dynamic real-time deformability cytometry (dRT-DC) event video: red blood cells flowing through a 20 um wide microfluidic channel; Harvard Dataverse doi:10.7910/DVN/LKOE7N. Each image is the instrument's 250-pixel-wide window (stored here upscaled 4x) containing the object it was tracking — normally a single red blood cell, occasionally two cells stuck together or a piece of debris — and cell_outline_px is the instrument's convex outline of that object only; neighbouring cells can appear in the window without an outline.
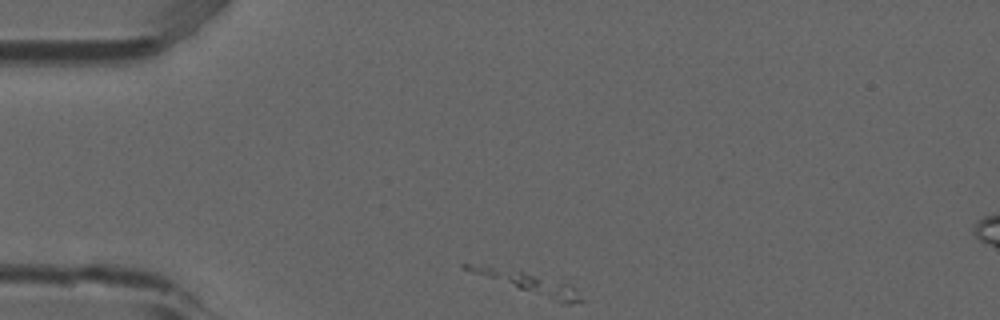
{"species": "common noctule bat (a hibernating species)", "species_latin": "Nyctalus noctula", "temperature_condition": "room temperature", "stored_images_in_passage": 3, "camera_frame_rate_fps": 3000, "um_per_image_px": 0.085, "animal": {"sex": "male", "forearm_length_mm": 52.5}, "frame": {"image": 1, "passage_image": 1, "time_ms": 0.0, "image_size_px": [1000, 320], "cell_outline_px": [[584, 300], [572, 304], [568, 304], [460, 268], [460, 264], [488, 264], [524, 272], [572, 284], [576, 288]], "centroid_in_image_um": [44.93, 24.0], "position_along_channel_um": 40.1, "area_um2": 13.35}}